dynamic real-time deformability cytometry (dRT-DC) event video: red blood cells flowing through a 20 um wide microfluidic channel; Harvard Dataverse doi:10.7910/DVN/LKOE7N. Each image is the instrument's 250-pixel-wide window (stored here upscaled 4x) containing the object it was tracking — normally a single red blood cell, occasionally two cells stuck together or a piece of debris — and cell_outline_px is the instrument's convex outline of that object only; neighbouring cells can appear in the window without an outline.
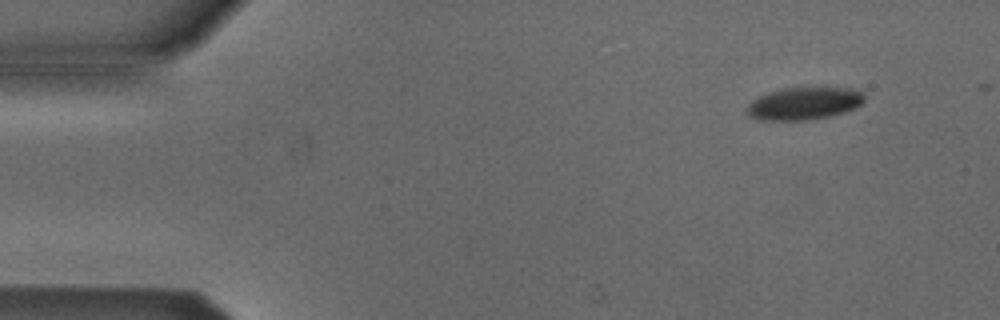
{"species": "Egyptian fruit bat (a non-hibernating species)", "species_latin": "Rousettus aegyptiacus", "temperature_condition": "cold", "stored_images_in_passage": 4, "camera_frame_rate_fps": 3000, "um_per_image_px": 0.085, "animal": {"sex": "male"}, "frame": {"image": 1, "passage_image": 1, "time_ms": 0.0, "image_size_px": [1000, 320], "cell_outline_px": [[864, 100], [860, 104], [844, 112], [828, 116], [808, 120], [760, 120], [752, 116], [748, 112], [748, 104], [752, 100], [768, 92], [784, 88], [856, 88], [864, 96]], "centroid_in_image_um": [68.34, 8.79], "position_along_channel_um": 16.7, "area_um2": 21.85}}
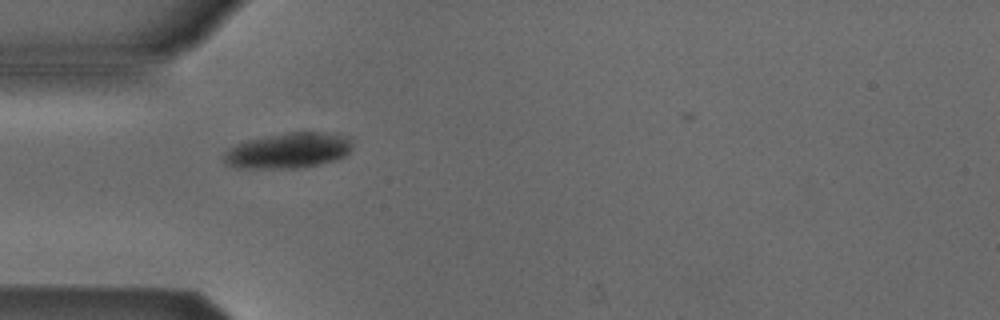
{"frame": {"image": 2, "passage_image": 4, "time_ms": 3.667, "image_size_px": [1000, 320], "cell_outline_px": [[352, 148], [344, 156], [336, 160], [316, 164], [292, 168], [236, 168], [224, 164], [224, 152], [236, 144], [248, 140], [288, 132], [340, 132], [348, 136], [352, 144]], "centroid_in_image_um": [24.53, 12.78], "position_along_channel_um": 60.5, "area_um2": 26.65}}